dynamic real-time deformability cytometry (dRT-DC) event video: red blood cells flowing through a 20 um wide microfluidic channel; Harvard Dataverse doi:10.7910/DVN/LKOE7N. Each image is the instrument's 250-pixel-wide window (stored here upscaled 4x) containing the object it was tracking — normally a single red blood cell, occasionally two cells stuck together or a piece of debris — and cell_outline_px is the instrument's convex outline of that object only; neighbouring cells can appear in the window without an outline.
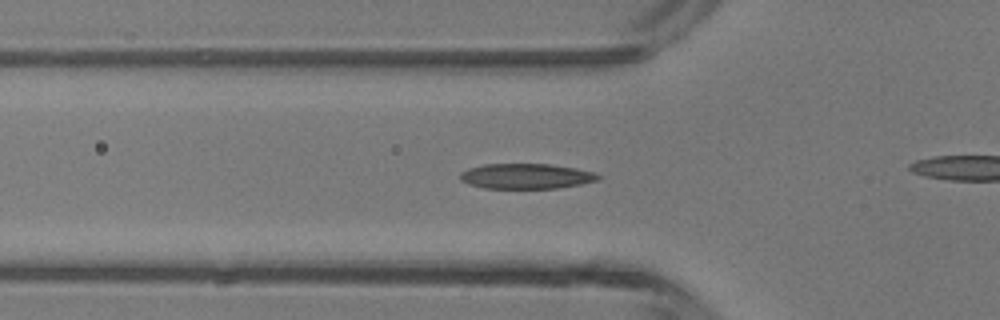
{"species": "common noctule bat (a hibernating species)", "species_latin": "Nyctalus noctula", "temperature_condition": "room temperature", "stored_images_in_passage": 25, "camera_frame_rate_fps": 3000, "um_per_image_px": 0.085, "animal": {"sex": "male", "body_mass_g": 13.3}, "frame": {"image": 1, "passage_image": 4, "time_ms": 1.0, "image_size_px": [1000, 320], "cell_outline_px": [[604, 176], [596, 180], [580, 184], [560, 188], [484, 188], [468, 184], [460, 180], [460, 172], [468, 168], [484, 164], [548, 164], [576, 168], [592, 172]], "centroid_in_image_um": [44.7, 14.97], "position_along_channel_um": 81.1, "area_um2": 20.29}}
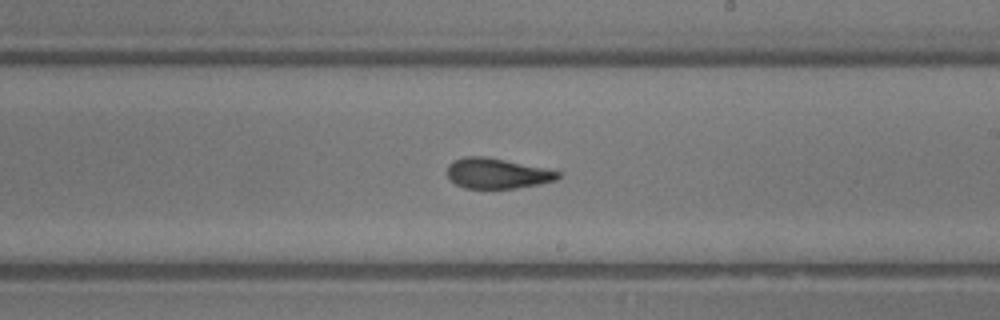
{"frame": {"image": 2, "passage_image": 15, "time_ms": 4.667, "image_size_px": [1000, 320], "cell_outline_px": [[560, 176], [556, 180], [540, 184], [516, 188], [464, 188], [456, 184], [448, 176], [448, 164], [452, 160], [464, 156], [484, 156], [544, 168], [560, 172]], "centroid_in_image_um": [42.23, 14.73], "position_along_channel_um": 246.8, "area_um2": 19.42}}
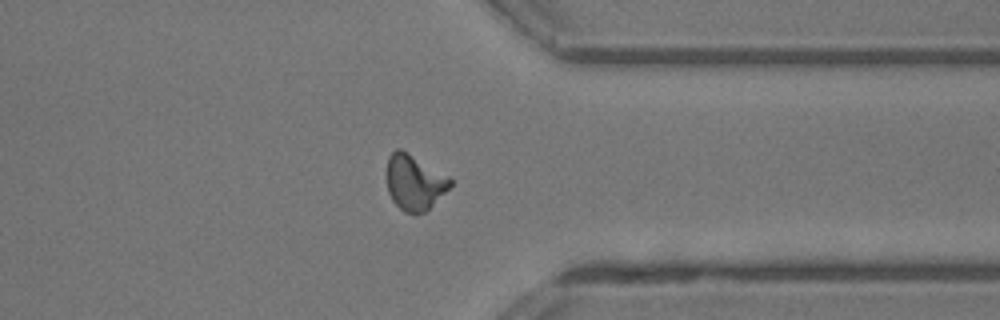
{"frame": {"image": 3, "passage_image": 24, "time_ms": 7.667, "image_size_px": [1000, 320], "cell_outline_px": [[452, 184], [424, 212], [404, 212], [392, 200], [388, 192], [384, 172], [388, 156], [396, 148], [400, 148], [448, 176], [452, 180]], "centroid_in_image_um": [35.15, 15.46], "position_along_channel_um": 376.3, "area_um2": 20.35}}